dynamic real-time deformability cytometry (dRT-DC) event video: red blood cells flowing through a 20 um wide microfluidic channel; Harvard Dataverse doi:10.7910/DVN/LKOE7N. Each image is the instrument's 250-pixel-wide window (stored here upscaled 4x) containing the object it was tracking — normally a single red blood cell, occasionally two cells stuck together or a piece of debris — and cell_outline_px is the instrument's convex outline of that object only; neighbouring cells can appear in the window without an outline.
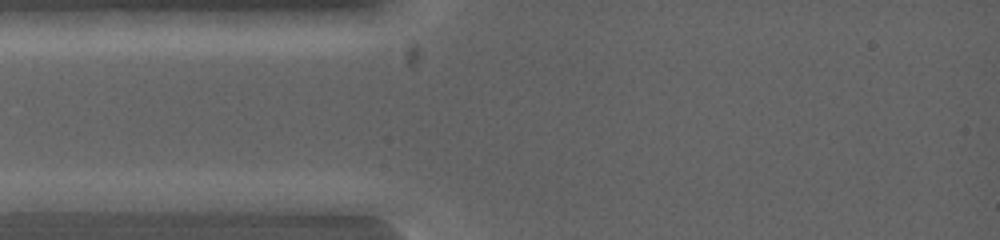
{"species": "common noctule bat (a hibernating species)", "species_latin": "Nyctalus noctula", "temperature_condition": "warm", "stored_images_in_passage": 2, "camera_frame_rate_fps": 5000, "um_per_image_px": 0.085, "animal": {"sex": "female", "body_mass_g": 19.0, "forearm_length_mm": 53.3}, "frame": {"image": 1, "passage_image": 1, "time_ms": 0.0, "image_size_px": [1000, 240], "cell_outline_px": [[124, 200], [104, 208], [88, 212], [16, 212], [16, 200], [96, 192]], "centroid_in_image_um": [5.7, 17.28], "position_along_channel_um": 79.3, "area_um2": 11.1}}